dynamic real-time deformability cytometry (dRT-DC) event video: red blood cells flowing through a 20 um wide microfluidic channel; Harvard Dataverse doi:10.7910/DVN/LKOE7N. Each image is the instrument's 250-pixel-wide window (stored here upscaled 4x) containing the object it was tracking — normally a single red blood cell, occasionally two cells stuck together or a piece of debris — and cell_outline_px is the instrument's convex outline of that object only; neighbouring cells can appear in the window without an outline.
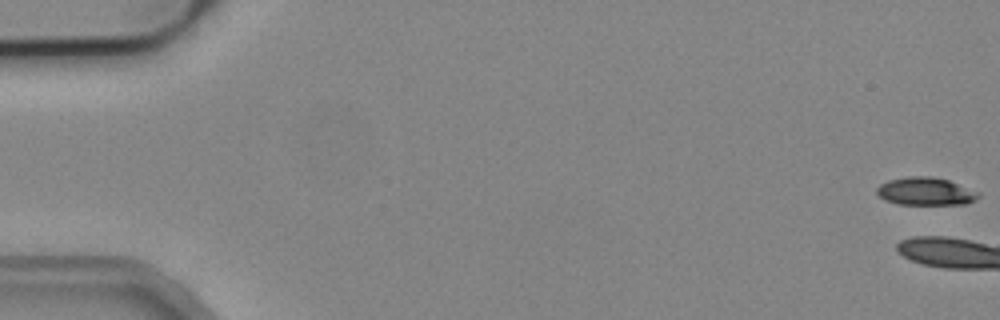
{"species": "common noctule bat (a hibernating species)", "species_latin": "Nyctalus noctula", "temperature_condition": "cold", "stored_images_in_passage": 5, "camera_frame_rate_fps": 3000, "um_per_image_px": 0.085, "animal": {"sex": "male", "body_mass_g": 19.2, "forearm_length_mm": 51.8}, "frame": {"image": 1, "passage_image": 1, "time_ms": 0.0, "image_size_px": [1000, 320], "cell_outline_px": [[980, 196], [976, 200], [964, 204], [900, 204], [884, 200], [876, 192], [876, 188], [880, 184], [888, 180], [908, 176], [932, 176], [948, 180], [976, 192]], "centroid_in_image_um": [78.62, 16.26], "position_along_channel_um": 6.4, "area_um2": 16.3}}